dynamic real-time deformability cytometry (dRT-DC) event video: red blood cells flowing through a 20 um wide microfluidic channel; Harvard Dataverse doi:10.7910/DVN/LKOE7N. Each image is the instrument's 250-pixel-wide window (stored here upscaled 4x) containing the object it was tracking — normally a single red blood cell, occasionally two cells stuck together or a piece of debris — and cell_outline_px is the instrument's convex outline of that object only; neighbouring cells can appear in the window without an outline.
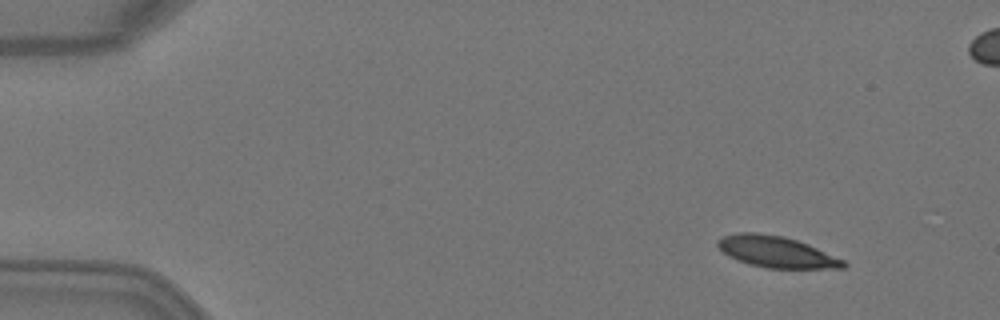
{"species": "Egyptian fruit bat (a non-hibernating species)", "species_latin": "Rousettus aegyptiacus", "temperature_condition": "warm", "stored_images_in_passage": 4, "camera_frame_rate_fps": 3000, "um_per_image_px": 0.085, "animal": {"sex": "female"}, "frame": {"image": 1, "passage_image": 1, "time_ms": 0.0, "image_size_px": [1000, 320], "cell_outline_px": [[848, 264], [844, 268], [768, 268], [748, 264], [736, 260], [728, 256], [716, 244], [716, 240], [724, 236], [736, 232], [756, 232], [784, 236], [808, 244], [844, 260]], "centroid_in_image_um": [65.97, 21.4], "position_along_channel_um": 19.0, "area_um2": 22.95}}